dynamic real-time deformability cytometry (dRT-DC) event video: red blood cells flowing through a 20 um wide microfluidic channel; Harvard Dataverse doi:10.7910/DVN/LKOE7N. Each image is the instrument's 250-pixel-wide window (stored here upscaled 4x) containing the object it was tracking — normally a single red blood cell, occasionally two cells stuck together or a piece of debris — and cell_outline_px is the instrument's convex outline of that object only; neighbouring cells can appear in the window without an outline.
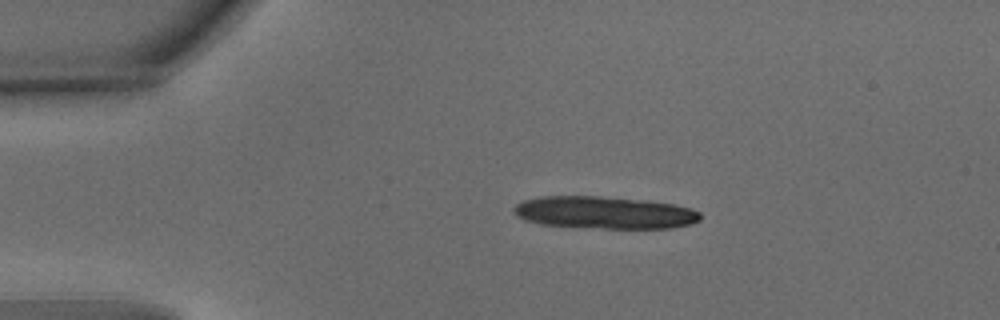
{"species": "common noctule bat (a hibernating species)", "species_latin": "Nyctalus noctula", "temperature_condition": "warm", "stored_images_in_passage": 44, "segment_of_instrument_passage": [1, 2], "camera_frame_rate_fps": 3000, "um_per_image_px": 0.085, "animal": {"sex": "male", "body_mass_g": 15.6}, "frame": {"image": 1, "passage_image": 1, "time_ms": 0.0, "image_size_px": [1000, 320], "cell_outline_px": [[700, 220], [692, 224], [672, 228], [604, 228], [540, 224], [524, 220], [516, 216], [512, 212], [512, 208], [516, 204], [524, 200], [540, 196], [600, 196], [644, 200], [676, 204], [692, 208], [700, 212]], "centroid_in_image_um": [51.38, 18.06], "position_along_channel_um": 33.6, "area_um2": 35.37}}